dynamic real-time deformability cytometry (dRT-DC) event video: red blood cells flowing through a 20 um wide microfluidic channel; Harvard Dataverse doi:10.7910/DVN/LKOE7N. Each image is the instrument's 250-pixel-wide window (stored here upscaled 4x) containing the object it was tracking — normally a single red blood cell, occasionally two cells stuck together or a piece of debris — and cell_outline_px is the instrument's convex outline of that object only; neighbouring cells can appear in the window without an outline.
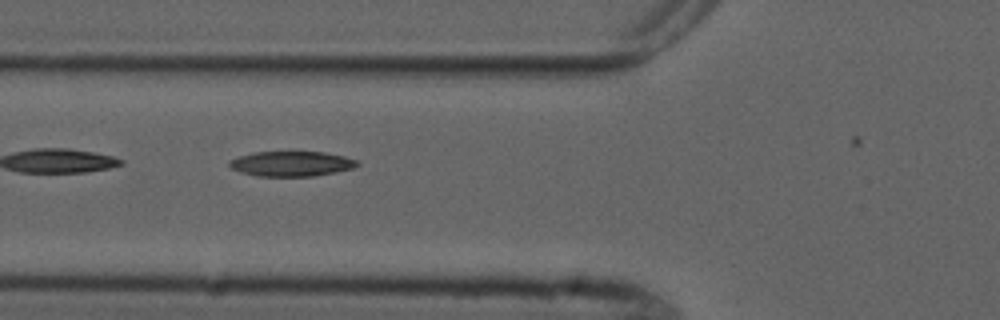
{"species": "common noctule bat (a hibernating species)", "species_latin": "Nyctalus noctula", "temperature_condition": "cold", "stored_images_in_passage": 5, "camera_frame_rate_fps": 3000, "um_per_image_px": 0.085, "animal": {"sex": "male", "forearm_length_mm": 52.5}, "frame": {"image": 1, "passage_image": 5, "time_ms": 5.333, "image_size_px": [1000, 320], "cell_outline_px": [[360, 164], [352, 168], [336, 172], [312, 176], [256, 176], [240, 172], [232, 168], [228, 164], [228, 160], [240, 156], [256, 152], [324, 152], [344, 156], [356, 160]], "centroid_in_image_um": [24.76, 13.92], "position_along_channel_um": 101.0, "area_um2": 18.55}}